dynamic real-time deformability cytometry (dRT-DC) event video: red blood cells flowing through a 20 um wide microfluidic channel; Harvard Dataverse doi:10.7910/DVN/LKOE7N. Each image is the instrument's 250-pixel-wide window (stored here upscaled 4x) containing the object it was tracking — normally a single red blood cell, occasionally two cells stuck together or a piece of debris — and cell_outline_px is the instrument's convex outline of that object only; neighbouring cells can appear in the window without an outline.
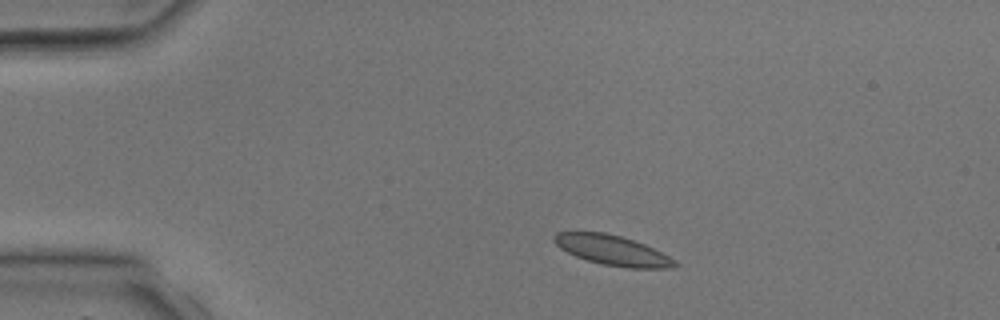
{"species": "common noctule bat (a hibernating species)", "species_latin": "Nyctalus noctula", "temperature_condition": "room temperature", "stored_images_in_passage": 2, "camera_frame_rate_fps": 3000, "um_per_image_px": 0.085, "animal": {"sex": "male", "body_mass_g": 17.9, "forearm_length_mm": 54.2}, "frame": {"image": 1, "passage_image": 2, "time_ms": 1.333, "image_size_px": [1000, 320], "cell_outline_px": [[680, 264], [668, 268], [628, 268], [600, 264], [576, 256], [560, 248], [552, 240], [552, 236], [556, 232], [604, 232], [620, 236], [644, 244], [676, 260]], "centroid_in_image_um": [52.03, 21.27], "position_along_channel_um": 33.0, "area_um2": 20.92}}